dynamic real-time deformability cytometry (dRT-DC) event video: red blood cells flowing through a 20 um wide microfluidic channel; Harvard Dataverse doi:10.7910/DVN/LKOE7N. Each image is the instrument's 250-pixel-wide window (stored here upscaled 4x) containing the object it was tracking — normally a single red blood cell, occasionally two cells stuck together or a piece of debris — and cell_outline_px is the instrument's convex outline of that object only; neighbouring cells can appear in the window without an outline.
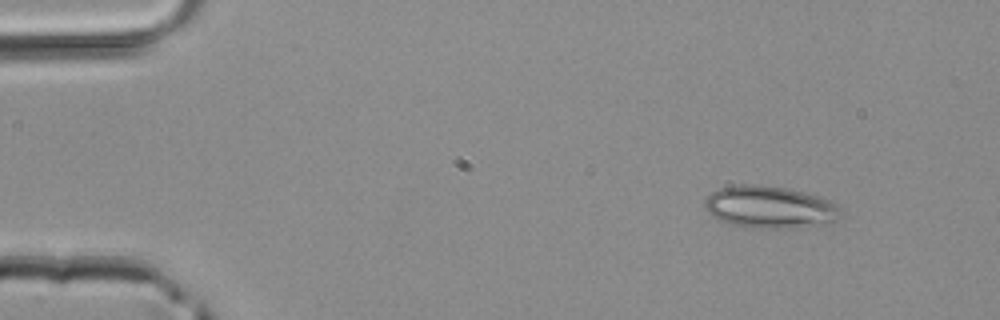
{"species": "common noctule bat (a hibernating species)", "species_latin": "Nyctalus noctula", "temperature_condition": "room temperature", "stored_images_in_passage": 41, "camera_frame_rate_fps": 3000, "um_per_image_px": 0.085, "animal": {"sex": "male", "body_mass_g": 20.4}, "frame": {"image": 1, "passage_image": 1, "time_ms": 0.0, "image_size_px": [1000, 320], "cell_outline_px": [[840, 216], [836, 220], [800, 228], [760, 228], [728, 224], [712, 216], [704, 208], [704, 200], [712, 192], [720, 188], [740, 184], [764, 184], [788, 188], [804, 192], [832, 200], [840, 208]], "centroid_in_image_um": [65.41, 17.59], "position_along_channel_um": 19.6, "area_um2": 33.64}}
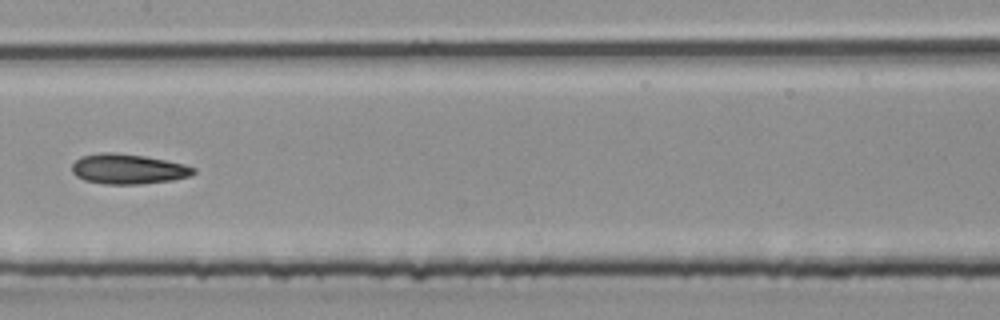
{"frame": {"image": 2, "passage_image": 19, "time_ms": 6.0, "image_size_px": [1000, 320], "cell_outline_px": [[196, 172], [192, 176], [172, 180], [136, 184], [104, 184], [84, 180], [76, 176], [72, 172], [72, 164], [80, 156], [100, 152], [112, 152], [144, 156], [184, 164], [196, 168]], "centroid_in_image_um": [10.88, 14.36], "position_along_channel_um": 196.5, "area_um2": 21.33}}
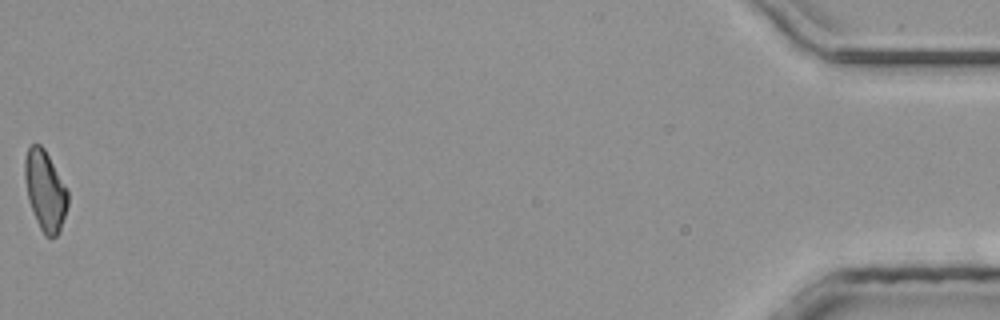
{"frame": {"image": 3, "passage_image": 41, "time_ms": 13.333, "image_size_px": [1000, 320], "cell_outline_px": [[68, 204], [60, 232], [56, 236], [44, 236], [36, 220], [28, 196], [24, 176], [24, 160], [28, 148], [32, 144], [40, 144], [44, 148], [68, 188]], "centroid_in_image_um": [3.86, 16.19], "position_along_channel_um": 431.3, "area_um2": 20.06}}